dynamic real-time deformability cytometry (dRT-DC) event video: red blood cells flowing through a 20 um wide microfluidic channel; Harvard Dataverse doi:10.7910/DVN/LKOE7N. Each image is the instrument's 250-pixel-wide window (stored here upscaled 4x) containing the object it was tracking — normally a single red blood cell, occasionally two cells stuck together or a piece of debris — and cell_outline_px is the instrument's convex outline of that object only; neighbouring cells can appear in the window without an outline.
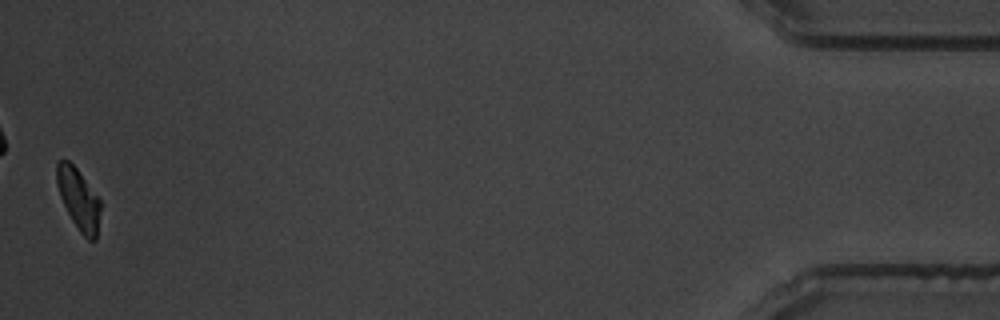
{"species": "common noctule bat (a hibernating species)", "species_latin": "Nyctalus noctula", "temperature_condition": "warm", "stored_images_in_passage": 61, "camera_frame_rate_fps": 3000, "um_per_image_px": 0.085, "animal": {"sex": "male", "body_mass_g": 19.5, "forearm_length_mm": 54.6}, "frame": {"image": 1, "passage_image": 61, "time_ms": 20.0, "image_size_px": [1000, 320], "cell_outline_px": [[100, 208], [96, 240], [88, 240], [80, 232], [72, 220], [60, 196], [56, 184], [56, 164], [60, 160], [68, 160], [76, 168], [100, 200]], "centroid_in_image_um": [6.66, 16.92], "position_along_channel_um": 428.5, "area_um2": 15.26}, "authors_computed_cell_mechanics": {"area_um2": 17.2244, "velocity_mm_per_s": 3.4967, "shape_relaxation_time_tau1_ms": 3.2229, "shape_relaxation_time_tau2_ms": null, "deformation_change_tau1": 0.156, "deformation_change_tau2": null}}